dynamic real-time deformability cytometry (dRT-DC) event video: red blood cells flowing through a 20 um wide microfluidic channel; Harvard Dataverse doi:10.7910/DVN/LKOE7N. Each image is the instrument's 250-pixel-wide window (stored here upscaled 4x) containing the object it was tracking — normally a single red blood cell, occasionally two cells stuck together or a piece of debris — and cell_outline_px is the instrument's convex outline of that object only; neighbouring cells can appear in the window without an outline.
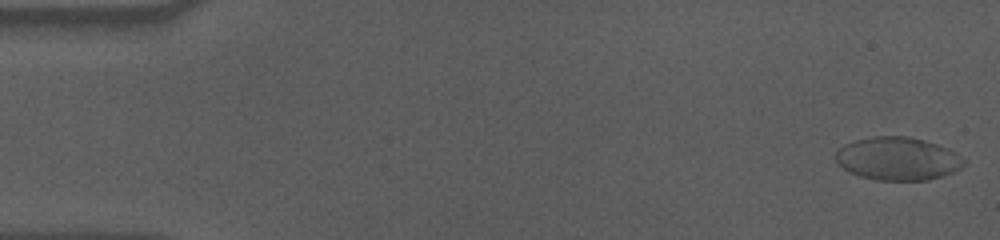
{"species": "human", "species_latin": "Homo sapiens", "temperature_condition": "cold", "stored_images_in_passage": 57, "camera_frame_rate_fps": 3000, "um_per_image_px": 0.085, "donor": {"sex": "male"}, "frame": {"image": 1, "passage_image": 1, "time_ms": 0.0, "image_size_px": [1000, 240], "cell_outline_px": [[964, 164], [960, 168], [952, 172], [928, 180], [876, 180], [860, 176], [848, 172], [836, 160], [836, 152], [844, 144], [856, 140], [872, 136], [908, 136], [924, 140], [936, 144], [952, 152], [964, 160]], "centroid_in_image_um": [76.26, 13.49], "position_along_channel_um": 8.7, "area_um2": 31.73}}
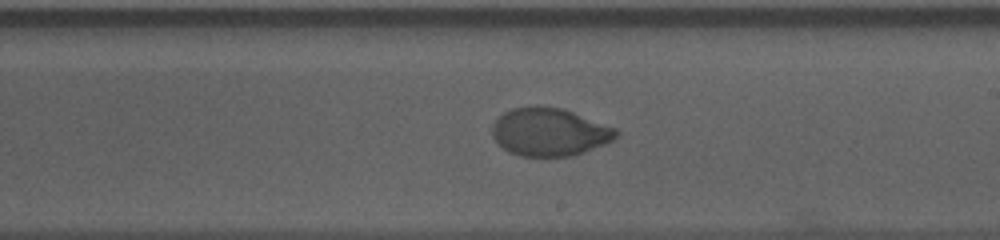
{"frame": {"image": 2, "passage_image": 33, "time_ms": 10.667, "image_size_px": [1000, 240], "cell_outline_px": [[620, 136], [604, 144], [584, 152], [572, 156], [520, 156], [508, 152], [492, 136], [492, 124], [504, 112], [512, 108], [536, 104], [564, 108], [616, 128], [620, 132]], "centroid_in_image_um": [46.72, 11.19], "position_along_channel_um": 242.3, "area_um2": 35.03}}
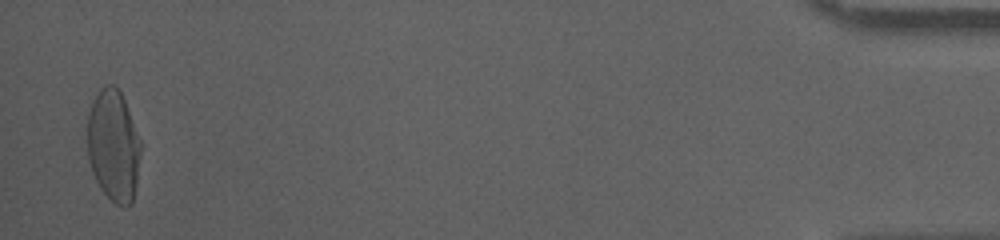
{"frame": {"image": 3, "passage_image": 56, "time_ms": 18.333, "image_size_px": [1000, 240], "cell_outline_px": [[140, 152], [136, 184], [132, 204], [124, 208], [116, 204], [100, 188], [92, 172], [88, 160], [88, 112], [92, 100], [100, 88], [104, 84], [112, 84], [120, 92], [124, 100], [140, 140]], "centroid_in_image_um": [9.62, 12.39], "position_along_channel_um": 425.6, "area_um2": 34.56}, "authors_computed_cell_mechanics": {"area_um2": 34.9112, "velocity_mm_per_s": 3.5475, "shape_relaxation_time_tau1_ms": 6.8845, "shape_relaxation_time_tau2_ms": null, "deformation_change_tau1": 0.2254, "deformation_change_tau2": null}}